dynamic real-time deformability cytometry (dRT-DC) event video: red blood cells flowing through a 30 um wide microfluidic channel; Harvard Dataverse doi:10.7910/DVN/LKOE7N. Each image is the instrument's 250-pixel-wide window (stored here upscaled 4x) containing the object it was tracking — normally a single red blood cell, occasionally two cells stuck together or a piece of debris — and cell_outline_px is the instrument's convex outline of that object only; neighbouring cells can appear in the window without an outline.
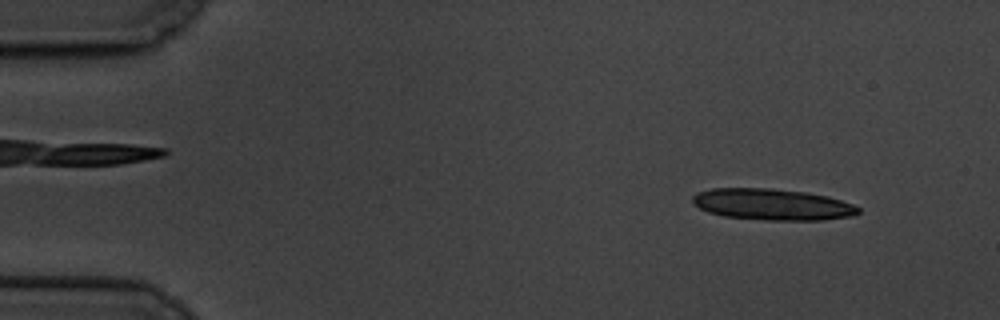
{"species": "common noctule bat (a hibernating species)", "species_latin": "Nyctalus noctula", "temperature_condition": "cold", "stored_images_in_passage": 7, "segment_of_instrument_passage": [1, 2], "camera_frame_rate_fps": 3000, "um_per_image_px": 0.085, "animal": {"sex": "male", "body_mass_g": 19.5, "forearm_length_mm": 54.6}, "frame": {"image": 1, "passage_image": 1, "time_ms": 0.0, "image_size_px": [1000, 320], "cell_outline_px": [[860, 212], [852, 216], [824, 220], [768, 220], [724, 216], [708, 212], [692, 204], [692, 196], [696, 192], [712, 188], [772, 188], [804, 192], [828, 196], [852, 204], [860, 208]], "centroid_in_image_um": [65.62, 17.37], "position_along_channel_um": 19.4, "area_um2": 30.35}}